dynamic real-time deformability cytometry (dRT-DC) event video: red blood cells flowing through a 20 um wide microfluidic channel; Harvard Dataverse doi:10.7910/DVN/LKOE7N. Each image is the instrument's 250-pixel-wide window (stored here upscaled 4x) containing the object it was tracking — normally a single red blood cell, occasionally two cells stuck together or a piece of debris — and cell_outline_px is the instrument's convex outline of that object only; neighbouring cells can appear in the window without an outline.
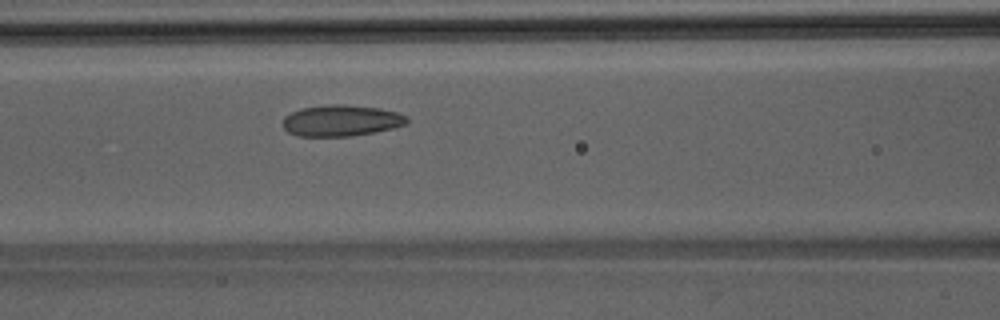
{"species": "Egyptian fruit bat (a non-hibernating species)", "species_latin": "Rousettus aegyptiacus", "temperature_condition": "room temperature", "stored_images_in_passage": 34, "camera_frame_rate_fps": 3000, "um_per_image_px": 0.085, "animal": {"sex": "male"}, "frame": {"image": 1, "passage_image": 14, "time_ms": 4.333, "image_size_px": [1000, 320], "cell_outline_px": [[408, 124], [396, 128], [376, 132], [352, 136], [296, 136], [288, 132], [284, 128], [284, 116], [300, 108], [328, 104], [340, 104], [380, 108], [396, 112], [408, 116]], "centroid_in_image_um": [29.04, 10.25], "position_along_channel_um": 137.6, "area_um2": 22.83}}
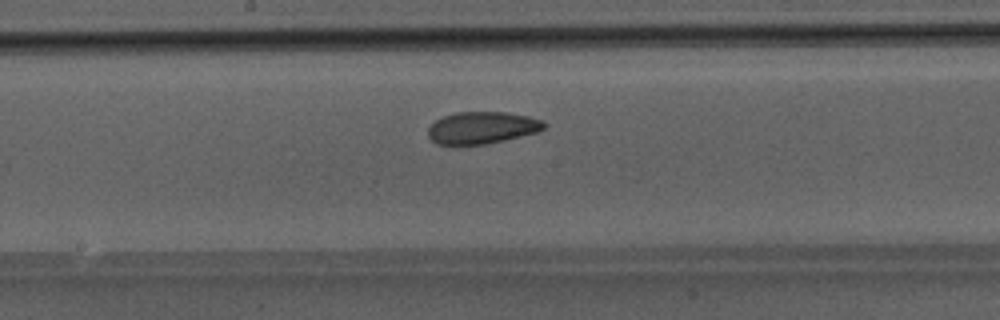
{"frame": {"image": 2, "passage_image": 19, "time_ms": 6.0, "image_size_px": [1000, 320], "cell_outline_px": [[548, 124], [544, 128], [536, 132], [504, 140], [484, 144], [436, 144], [428, 136], [428, 128], [436, 120], [444, 116], [456, 112], [508, 112], [528, 116], [544, 120]], "centroid_in_image_um": [40.99, 10.84], "position_along_channel_um": 207.2, "area_um2": 21.56}}
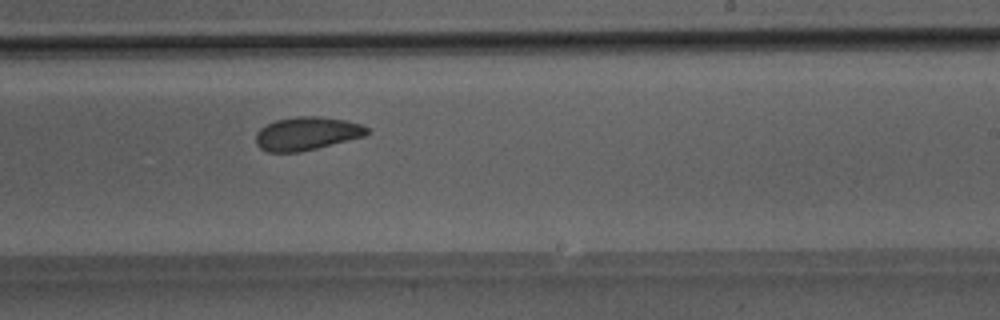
{"frame": {"image": 3, "passage_image": 23, "time_ms": 7.333, "image_size_px": [1000, 320], "cell_outline_px": [[372, 132], [364, 136], [300, 152], [268, 152], [260, 148], [256, 144], [256, 132], [260, 128], [276, 120], [296, 116], [320, 116], [344, 120], [360, 124], [368, 128]], "centroid_in_image_um": [26.07, 11.35], "position_along_channel_um": 262.9, "area_um2": 21.5}}